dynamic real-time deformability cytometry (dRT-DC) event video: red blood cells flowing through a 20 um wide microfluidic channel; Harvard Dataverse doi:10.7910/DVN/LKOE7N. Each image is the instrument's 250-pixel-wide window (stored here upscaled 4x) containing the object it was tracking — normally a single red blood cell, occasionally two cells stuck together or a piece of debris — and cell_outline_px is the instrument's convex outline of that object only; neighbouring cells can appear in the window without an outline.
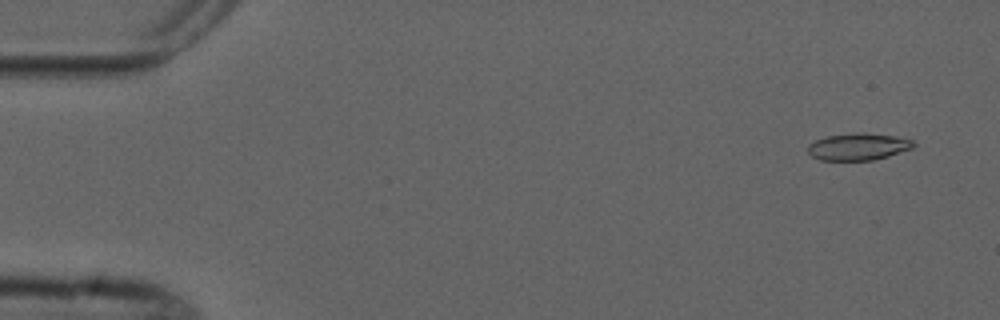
{"species": "common noctule bat (a hibernating species)", "species_latin": "Nyctalus noctula", "temperature_condition": "cold", "stored_images_in_passage": 5, "camera_frame_rate_fps": 3000, "um_per_image_px": 0.085, "animal": {"sex": "male", "forearm_length_mm": 52.5}, "frame": {"image": 1, "passage_image": 1, "time_ms": 0.0, "image_size_px": [1000, 320], "cell_outline_px": [[916, 144], [912, 148], [888, 156], [872, 160], [820, 160], [812, 156], [808, 152], [808, 144], [816, 140], [828, 136], [860, 132], [864, 132], [896, 136], [912, 140]], "centroid_in_image_um": [72.95, 12.46], "position_along_channel_um": 12.0, "area_um2": 16.53}}
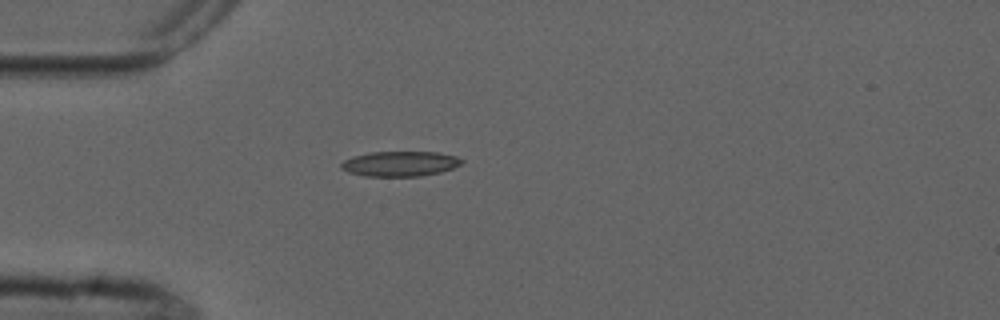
{"frame": {"image": 2, "passage_image": 4, "time_ms": 4.0, "image_size_px": [1000, 320], "cell_outline_px": [[464, 160], [460, 164], [452, 168], [440, 172], [420, 176], [364, 176], [348, 172], [340, 168], [340, 164], [344, 160], [352, 156], [372, 152], [436, 152], [456, 156]], "centroid_in_image_um": [33.97, 13.92], "position_along_channel_um": 51.0, "area_um2": 17.57}}